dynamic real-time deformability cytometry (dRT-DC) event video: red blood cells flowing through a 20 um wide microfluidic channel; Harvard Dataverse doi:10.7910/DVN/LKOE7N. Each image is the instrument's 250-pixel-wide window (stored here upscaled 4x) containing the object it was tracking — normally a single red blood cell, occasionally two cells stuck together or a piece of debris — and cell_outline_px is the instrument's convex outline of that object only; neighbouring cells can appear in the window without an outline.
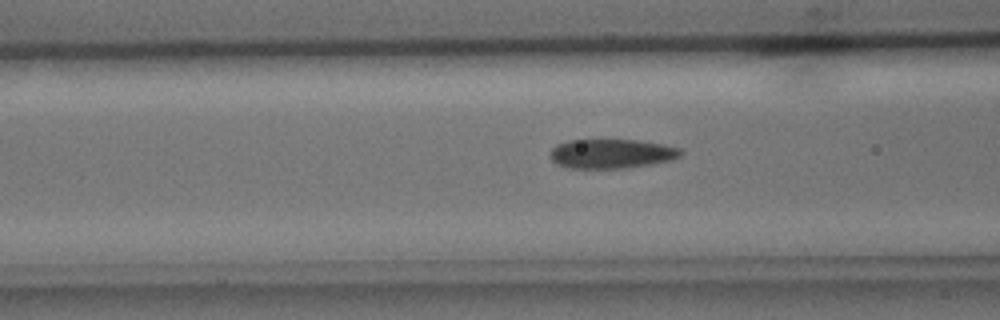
{"species": "common noctule bat (a hibernating species)", "species_latin": "Nyctalus noctula", "temperature_condition": "cold", "stored_images_in_passage": 34, "camera_frame_rate_fps": 3000, "um_per_image_px": 0.085, "animal": {"sex": "male", "body_mass_g": 15.6}, "frame": {"image": 1, "passage_image": 10, "time_ms": 3.0, "image_size_px": [1000, 320], "cell_outline_px": [[684, 152], [680, 156], [672, 160], [652, 164], [624, 168], [568, 168], [556, 164], [552, 160], [552, 148], [556, 144], [568, 140], [636, 140], [660, 144], [680, 148]], "centroid_in_image_um": [51.98, 13.07], "position_along_channel_um": 114.6, "area_um2": 22.25}}
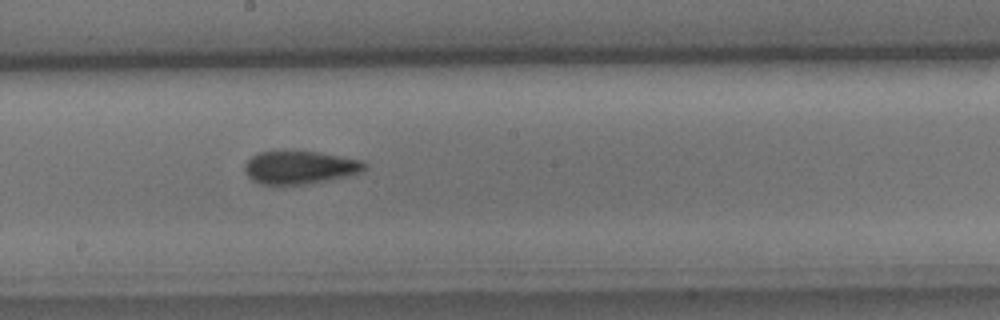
{"frame": {"image": 2, "passage_image": 18, "time_ms": 5.667, "image_size_px": [1000, 320], "cell_outline_px": [[368, 168], [360, 172], [344, 176], [304, 184], [260, 184], [252, 180], [244, 172], [244, 164], [252, 156], [260, 152], [316, 152], [360, 160], [368, 164]], "centroid_in_image_um": [25.46, 14.23], "position_along_channel_um": 222.7, "area_um2": 22.54}}
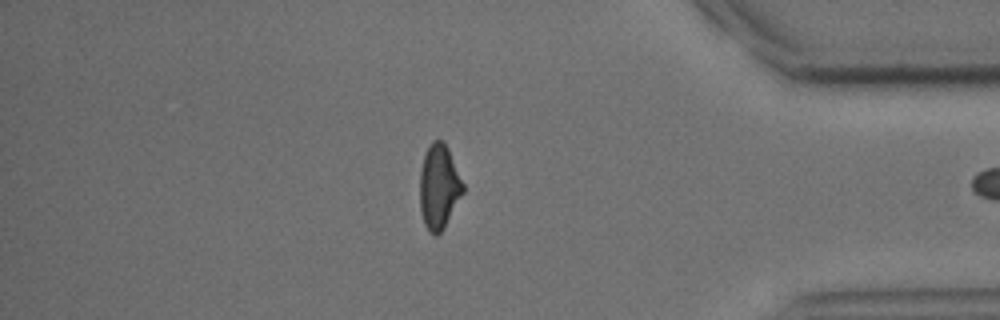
{"frame": {"image": 3, "passage_image": 33, "time_ms": 10.667, "image_size_px": [1000, 320], "cell_outline_px": [[464, 192], [444, 228], [436, 236], [428, 232], [424, 224], [420, 208], [420, 172], [424, 156], [432, 140], [444, 140], [448, 148], [464, 184]], "centroid_in_image_um": [37.32, 15.89], "position_along_channel_um": 397.9, "area_um2": 21.33}}